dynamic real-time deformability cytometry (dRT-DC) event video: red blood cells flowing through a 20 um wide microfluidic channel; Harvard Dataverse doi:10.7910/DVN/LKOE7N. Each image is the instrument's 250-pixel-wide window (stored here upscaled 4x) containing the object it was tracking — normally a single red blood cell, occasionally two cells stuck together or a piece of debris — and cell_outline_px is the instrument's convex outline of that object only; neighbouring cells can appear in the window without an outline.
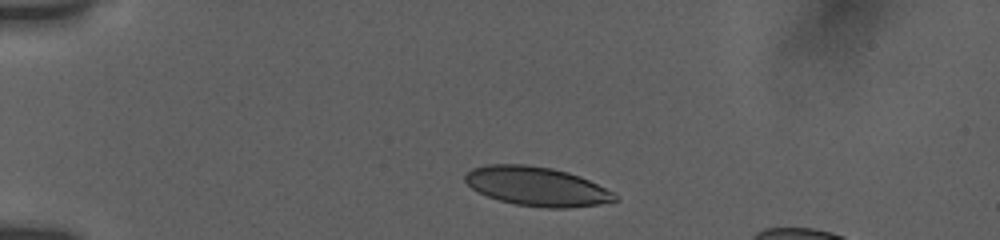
{"species": "human", "species_latin": "Homo sapiens", "temperature_condition": "room temperature", "stored_images_in_passage": 8, "camera_frame_rate_fps": 3000, "um_per_image_px": 0.085, "donor": {"sex": "female"}, "frame": {"image": 1, "passage_image": 1, "time_ms": 0.0, "image_size_px": [1000, 240], "cell_outline_px": [[620, 200], [600, 204], [568, 208], [544, 208], [516, 204], [500, 200], [488, 196], [472, 188], [464, 180], [464, 176], [472, 168], [484, 164], [524, 164], [552, 168], [568, 172], [580, 176], [616, 192]], "centroid_in_image_um": [45.67, 15.84], "position_along_channel_um": 39.3, "area_um2": 34.33}}
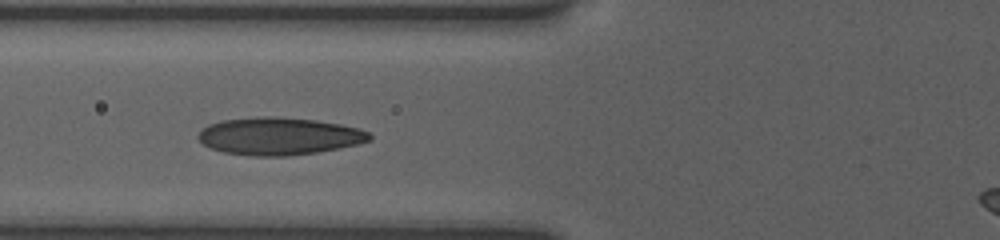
{"frame": {"image": 2, "passage_image": 5, "time_ms": 3.0, "image_size_px": [1000, 240], "cell_outline_px": [[372, 140], [340, 148], [316, 152], [288, 156], [252, 156], [224, 152], [212, 148], [204, 144], [196, 136], [208, 124], [224, 120], [256, 116], [272, 116], [316, 120], [340, 124], [360, 128], [368, 132], [372, 136]], "centroid_in_image_um": [23.74, 11.57], "position_along_channel_um": 102.1, "area_um2": 37.4}}
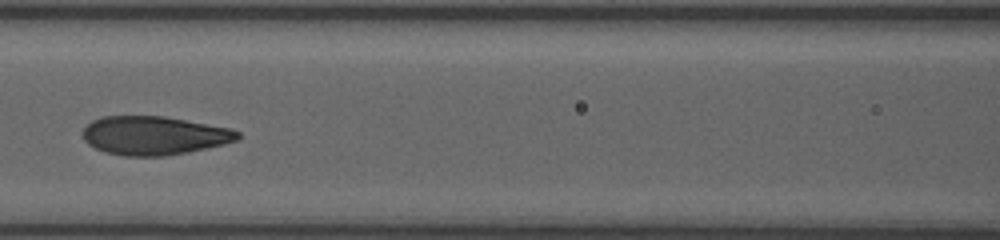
{"frame": {"image": 3, "passage_image": 7, "time_ms": 4.333, "image_size_px": [1000, 240], "cell_outline_px": [[240, 136], [236, 140], [224, 144], [208, 148], [188, 152], [164, 156], [124, 156], [104, 152], [88, 144], [84, 140], [84, 128], [92, 120], [104, 116], [164, 116], [232, 128], [240, 132]], "centroid_in_image_um": [13.11, 11.52], "position_along_channel_um": 153.5, "area_um2": 34.97}}